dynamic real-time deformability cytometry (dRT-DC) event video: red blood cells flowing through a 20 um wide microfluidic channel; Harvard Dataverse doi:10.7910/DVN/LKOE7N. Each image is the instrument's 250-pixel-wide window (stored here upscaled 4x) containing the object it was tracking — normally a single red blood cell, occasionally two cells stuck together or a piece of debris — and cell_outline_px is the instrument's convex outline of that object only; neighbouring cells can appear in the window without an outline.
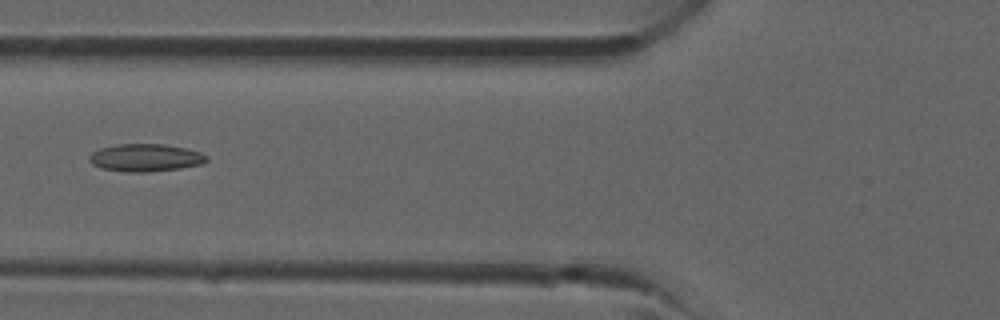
{"species": "common noctule bat (a hibernating species)", "species_latin": "Nyctalus noctula", "temperature_condition": "room temperature", "stored_images_in_passage": 39, "camera_frame_rate_fps": 3000, "um_per_image_px": 0.085, "animal": {"sex": "male", "forearm_length_mm": 52.5}, "frame": {"image": 1, "passage_image": 15, "time_ms": 4.667, "image_size_px": [1000, 320], "cell_outline_px": [[208, 160], [200, 164], [180, 168], [148, 172], [128, 172], [100, 168], [92, 164], [88, 160], [88, 156], [92, 152], [100, 148], [116, 144], [164, 144], [188, 148], [200, 152], [208, 156]], "centroid_in_image_um": [12.35, 13.4], "position_along_channel_um": 113.5, "area_um2": 19.02}}
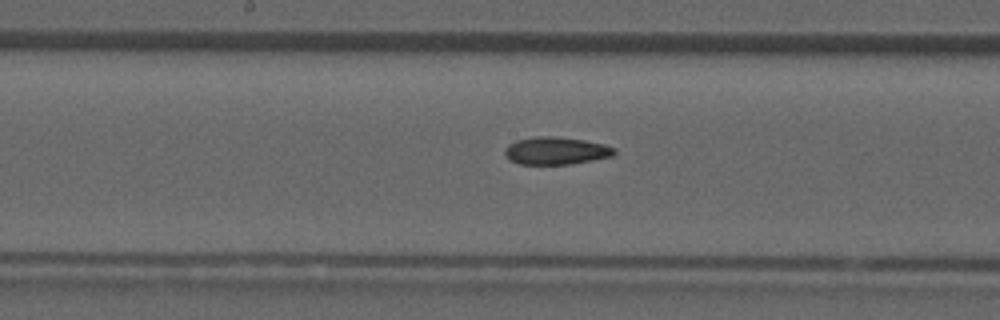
{"frame": {"image": 2, "passage_image": 20, "time_ms": 6.333, "image_size_px": [1000, 320], "cell_outline_px": [[616, 152], [612, 156], [572, 164], [520, 164], [512, 160], [504, 152], [504, 148], [508, 144], [516, 140], [532, 136], [552, 136], [584, 140], [604, 144], [616, 148]], "centroid_in_image_um": [47.26, 12.8], "position_along_channel_um": 200.9, "area_um2": 17.57}}
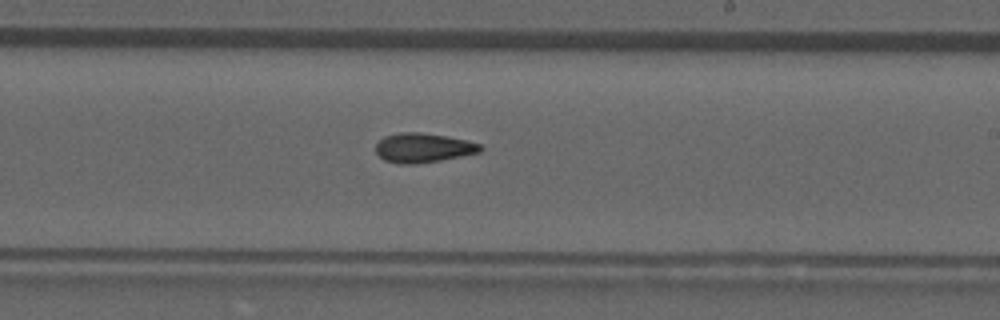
{"frame": {"image": 3, "passage_image": 23, "time_ms": 7.333, "image_size_px": [1000, 320], "cell_outline_px": [[484, 148], [480, 152], [440, 160], [416, 164], [400, 164], [384, 160], [376, 152], [376, 144], [384, 136], [400, 132], [420, 132], [444, 136], [464, 140], [480, 144]], "centroid_in_image_um": [35.94, 12.56], "position_along_channel_um": 253.1, "area_um2": 17.74}}